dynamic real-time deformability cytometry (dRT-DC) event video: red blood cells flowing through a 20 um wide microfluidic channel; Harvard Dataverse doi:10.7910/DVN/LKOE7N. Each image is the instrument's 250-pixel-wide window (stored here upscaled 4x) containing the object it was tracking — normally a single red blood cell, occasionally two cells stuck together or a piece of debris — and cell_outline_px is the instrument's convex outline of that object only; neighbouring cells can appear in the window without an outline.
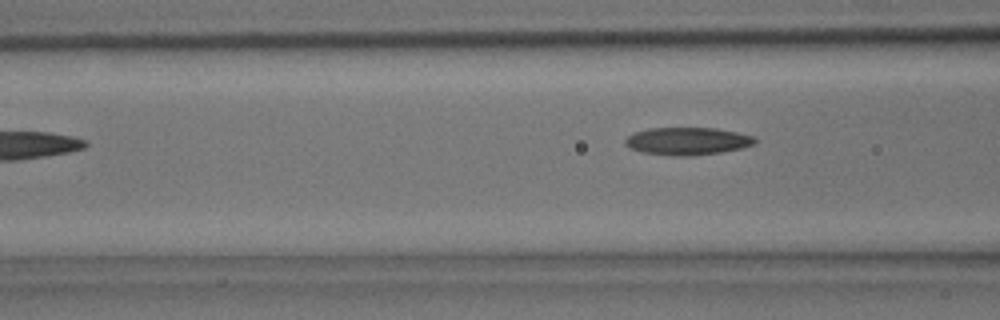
{"species": "common noctule bat (a hibernating species)", "species_latin": "Nyctalus noctula", "temperature_condition": "room temperature", "stored_images_in_passage": 6, "camera_frame_rate_fps": 3000, "um_per_image_px": 0.085, "animal": {"sex": "male", "body_mass_g": 15.6}, "frame": {"image": 1, "passage_image": 5, "time_ms": 1.333, "image_size_px": [1000, 320], "cell_outline_px": [[756, 144], [740, 148], [720, 152], [688, 156], [672, 156], [644, 152], [628, 148], [624, 144], [624, 140], [628, 136], [636, 132], [648, 128], [716, 128], [736, 132], [752, 136], [756, 140]], "centroid_in_image_um": [58.4, 11.99], "position_along_channel_um": 108.2, "area_um2": 20.75}}
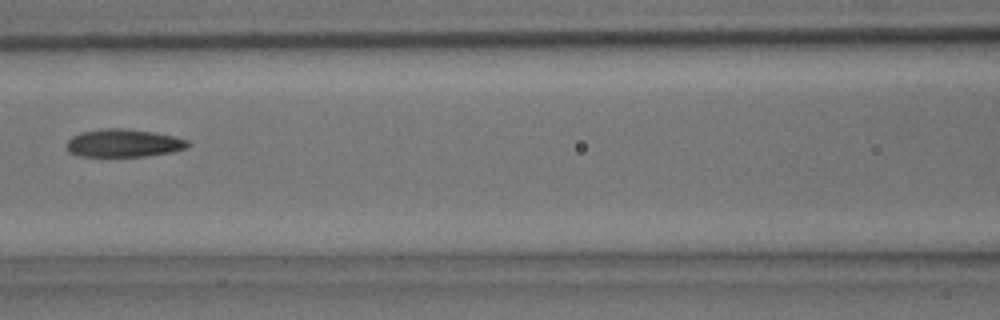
{"frame": {"image": 2, "passage_image": 6, "time_ms": 1.667, "image_size_px": [1000, 320], "cell_outline_px": [[192, 144], [188, 148], [172, 152], [144, 156], [76, 156], [68, 152], [68, 140], [72, 136], [80, 132], [104, 128], [124, 128], [152, 132], [172, 136], [188, 140]], "centroid_in_image_um": [10.51, 12.16], "position_along_channel_um": 156.1, "area_um2": 19.77}}